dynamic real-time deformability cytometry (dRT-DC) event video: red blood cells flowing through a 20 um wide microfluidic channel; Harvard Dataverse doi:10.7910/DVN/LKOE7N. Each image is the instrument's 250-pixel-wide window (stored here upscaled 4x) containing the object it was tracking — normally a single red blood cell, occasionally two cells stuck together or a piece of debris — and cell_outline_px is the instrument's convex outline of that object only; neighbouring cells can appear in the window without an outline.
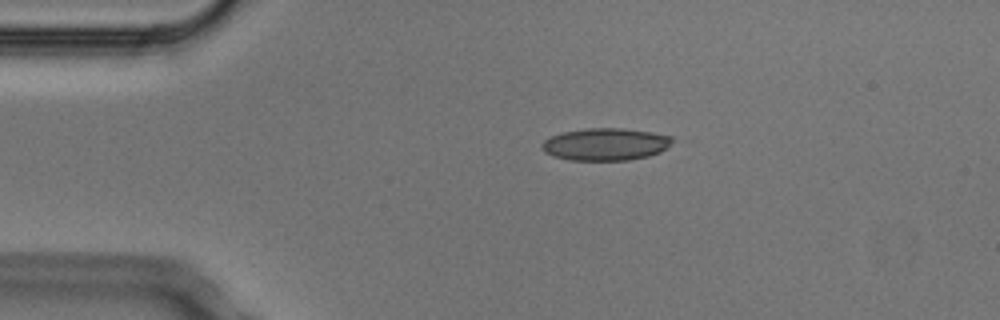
{"species": "Egyptian fruit bat (a non-hibernating species)", "species_latin": "Rousettus aegyptiacus", "temperature_condition": "cold", "stored_images_in_passage": 2, "camera_frame_rate_fps": 3000, "um_per_image_px": 0.085, "animal": {"sex": "male"}, "frame": {"image": 1, "passage_image": 1, "time_ms": 0.0, "image_size_px": [1000, 320], "cell_outline_px": [[672, 140], [660, 152], [648, 156], [628, 160], [568, 160], [552, 156], [544, 152], [540, 148], [540, 144], [544, 140], [560, 132], [584, 128], [624, 128], [652, 132], [672, 136]], "centroid_in_image_um": [51.39, 12.25], "position_along_channel_um": 33.6, "area_um2": 24.68}}